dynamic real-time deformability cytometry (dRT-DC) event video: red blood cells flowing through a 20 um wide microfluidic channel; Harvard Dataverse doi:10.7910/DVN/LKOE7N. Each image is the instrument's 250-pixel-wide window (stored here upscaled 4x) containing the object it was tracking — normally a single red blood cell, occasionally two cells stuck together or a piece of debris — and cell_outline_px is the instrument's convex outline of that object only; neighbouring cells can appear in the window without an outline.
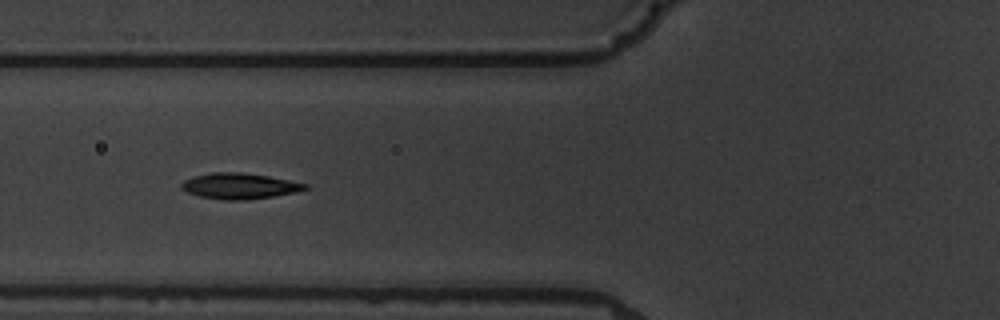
{"species": "common noctule bat (a hibernating species)", "species_latin": "Nyctalus noctula", "temperature_condition": "warm", "stored_images_in_passage": 7, "camera_frame_rate_fps": 3000, "um_per_image_px": 0.085, "animal": {"sex": "male", "body_mass_g": 19.5, "forearm_length_mm": 54.6}, "frame": {"image": 1, "passage_image": 7, "time_ms": 7.0, "image_size_px": [1000, 320], "cell_outline_px": [[308, 188], [296, 192], [248, 200], [224, 200], [200, 196], [188, 192], [180, 188], [180, 184], [184, 180], [196, 176], [212, 172], [240, 172], [268, 176], [308, 184]], "centroid_in_image_um": [20.34, 15.81], "position_along_channel_um": 105.5, "area_um2": 18.44}}